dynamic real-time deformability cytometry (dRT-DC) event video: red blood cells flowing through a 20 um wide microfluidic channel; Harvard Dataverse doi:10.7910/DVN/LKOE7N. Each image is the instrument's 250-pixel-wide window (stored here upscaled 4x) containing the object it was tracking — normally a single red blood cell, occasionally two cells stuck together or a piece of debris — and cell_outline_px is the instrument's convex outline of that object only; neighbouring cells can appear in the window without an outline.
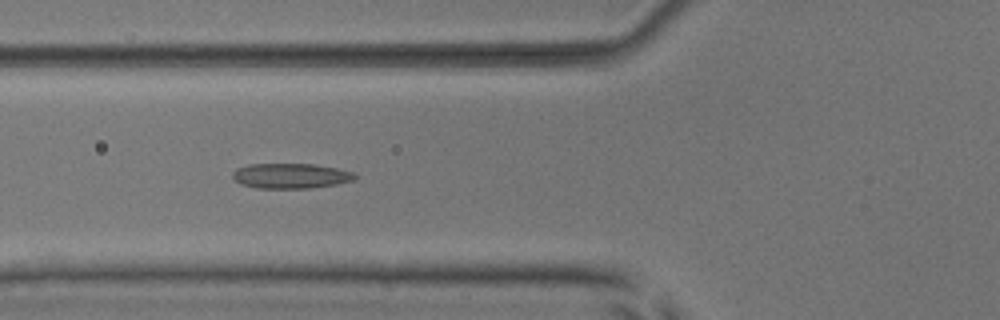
{"species": "common noctule bat (a hibernating species)", "species_latin": "Nyctalus noctula", "temperature_condition": "room temperature", "stored_images_in_passage": 8, "camera_frame_rate_fps": 3000, "um_per_image_px": 0.085, "animal": {"sex": "male", "body_mass_g": 17.9, "forearm_length_mm": 54.2}, "frame": {"image": 1, "passage_image": 6, "time_ms": 5.667, "image_size_px": [1000, 320], "cell_outline_px": [[356, 180], [336, 184], [312, 188], [256, 188], [240, 184], [232, 176], [232, 172], [236, 168], [248, 164], [316, 164], [356, 172]], "centroid_in_image_um": [24.73, 14.94], "position_along_channel_um": 101.1, "area_um2": 18.09}}
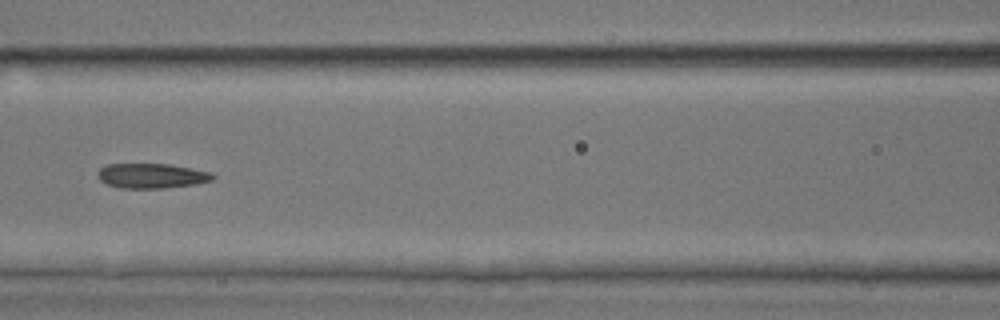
{"frame": {"image": 2, "passage_image": 7, "time_ms": 7.0, "image_size_px": [1000, 320], "cell_outline_px": [[216, 176], [212, 180], [196, 184], [164, 188], [120, 188], [108, 184], [100, 180], [96, 176], [96, 172], [100, 168], [108, 164], [168, 164], [192, 168], [212, 172]], "centroid_in_image_um": [12.89, 14.94], "position_along_channel_um": 153.7, "area_um2": 16.76}}